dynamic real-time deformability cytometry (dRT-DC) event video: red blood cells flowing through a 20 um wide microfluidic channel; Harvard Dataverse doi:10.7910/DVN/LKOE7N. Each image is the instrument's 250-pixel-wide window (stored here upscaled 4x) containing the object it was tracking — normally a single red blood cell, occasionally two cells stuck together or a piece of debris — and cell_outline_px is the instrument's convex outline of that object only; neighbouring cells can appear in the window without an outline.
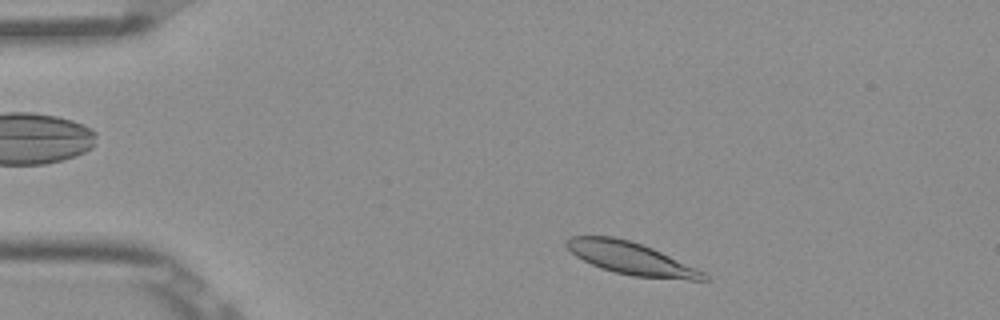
{"species": "Egyptian fruit bat (a non-hibernating species)", "species_latin": "Rousettus aegyptiacus", "temperature_condition": "room temperature", "stored_images_in_passage": 45, "camera_frame_rate_fps": 3000, "um_per_image_px": 0.085, "frame": {"image": 1, "passage_image": 2, "time_ms": 0.333, "image_size_px": [1000, 320], "cell_outline_px": [[712, 280], [688, 280], [632, 276], [600, 268], [576, 256], [564, 244], [564, 240], [568, 236], [612, 236], [628, 240], [652, 248], [696, 268], [704, 272]], "centroid_in_image_um": [53.62, 21.96], "position_along_channel_um": 31.4, "area_um2": 25.72}}
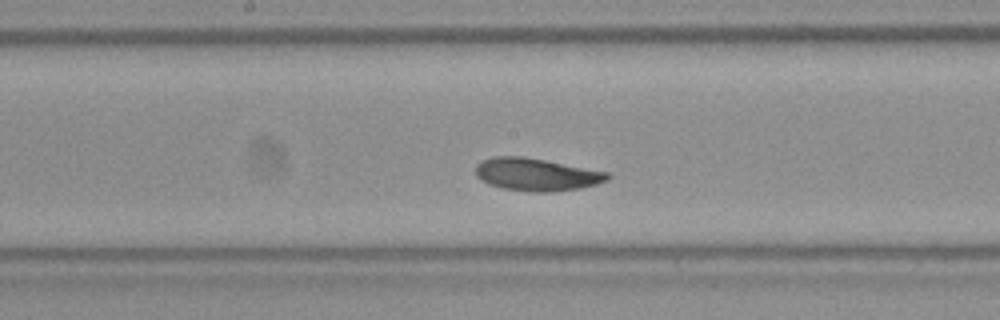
{"frame": {"image": 2, "passage_image": 20, "time_ms": 6.333, "image_size_px": [1000, 320], "cell_outline_px": [[612, 176], [608, 180], [596, 184], [580, 188], [548, 192], [536, 192], [504, 188], [488, 184], [480, 180], [476, 176], [476, 164], [480, 160], [492, 156], [524, 156], [608, 172]], "centroid_in_image_um": [45.57, 14.82], "position_along_channel_um": 202.6, "area_um2": 25.09}}
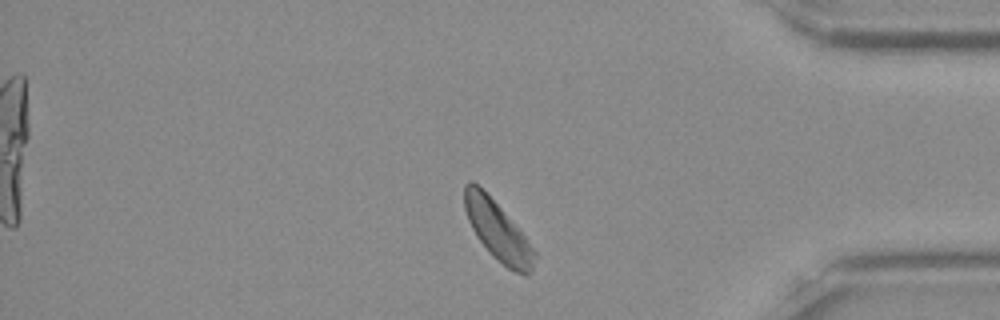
{"frame": {"image": 3, "passage_image": 37, "time_ms": 12.0, "image_size_px": [1000, 320], "cell_outline_px": [[536, 256], [532, 272], [524, 276], [508, 268], [492, 256], [476, 236], [468, 220], [464, 208], [464, 184], [468, 180], [472, 180], [500, 208], [524, 236], [536, 252]], "centroid_in_image_um": [42.29, 19.65], "position_along_channel_um": 392.9, "area_um2": 23.64}, "authors_computed_cell_mechanics": {"area_um2": 24.7384, "velocity_mm_per_s": 3.8017, "shape_relaxation_time_tau1_ms": 2.1277, "shape_relaxation_time_tau2_ms": 8.073, "deformation_change_tau1": 0.106, "deformation_change_tau2": 0.0678}}